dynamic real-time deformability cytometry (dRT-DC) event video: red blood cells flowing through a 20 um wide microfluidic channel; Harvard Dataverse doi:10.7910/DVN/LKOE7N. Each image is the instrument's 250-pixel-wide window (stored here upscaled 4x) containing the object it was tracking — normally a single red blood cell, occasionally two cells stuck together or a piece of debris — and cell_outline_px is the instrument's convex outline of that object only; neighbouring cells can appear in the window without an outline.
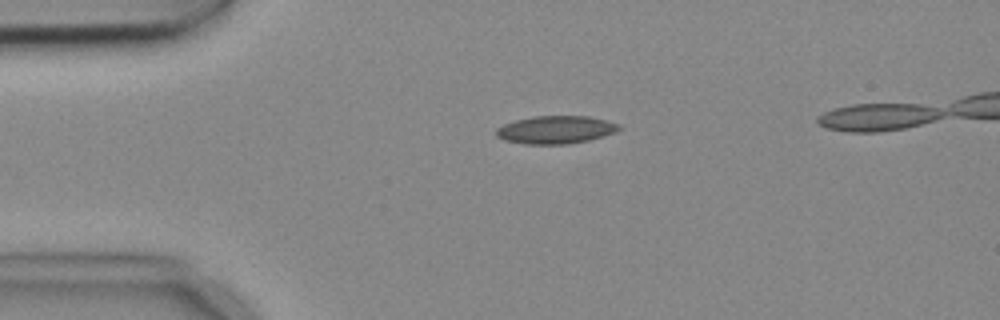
{"species": "common noctule bat (a hibernating species)", "species_latin": "Nyctalus noctula", "temperature_condition": "cold", "stored_images_in_passage": 6, "camera_frame_rate_fps": 3000, "um_per_image_px": 0.085, "animal": {"sex": "female", "body_mass_g": 18.4}, "frame": {"image": 1, "passage_image": 4, "time_ms": 1.0, "image_size_px": [1000, 320], "cell_outline_px": [[620, 128], [616, 132], [588, 140], [568, 144], [524, 144], [504, 140], [496, 136], [496, 128], [504, 124], [516, 120], [536, 116], [588, 116], [608, 120], [620, 124]], "centroid_in_image_um": [47.24, 11.03], "position_along_channel_um": 37.8, "area_um2": 19.94}}